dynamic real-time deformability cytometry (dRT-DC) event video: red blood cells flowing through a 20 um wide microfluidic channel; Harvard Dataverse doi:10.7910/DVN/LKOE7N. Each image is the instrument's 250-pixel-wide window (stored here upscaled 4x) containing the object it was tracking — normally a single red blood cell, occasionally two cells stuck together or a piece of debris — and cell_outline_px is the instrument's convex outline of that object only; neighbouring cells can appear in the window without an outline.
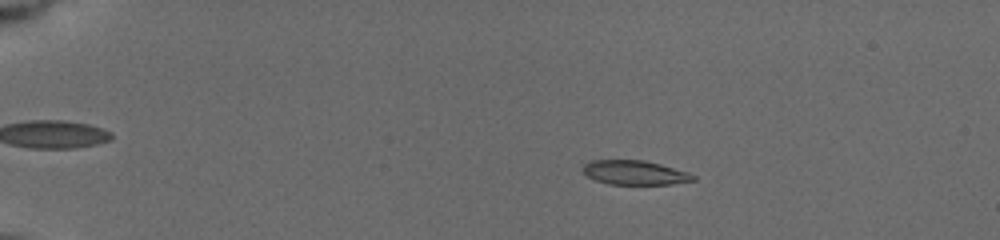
{"species": "common noctule bat (a hibernating species)", "species_latin": "Nyctalus noctula", "temperature_condition": "cold", "stored_images_in_passage": 10, "camera_frame_rate_fps": 3000, "um_per_image_px": 0.085, "animal": {"sex": "female", "body_mass_g": 19.5, "forearm_length_mm": 54.1}, "frame": {"image": 1, "passage_image": 4, "time_ms": 2.667, "image_size_px": [1000, 240], "cell_outline_px": [[696, 180], [672, 184], [608, 184], [596, 180], [588, 176], [584, 172], [584, 164], [592, 160], [644, 160], [660, 164], [688, 172], [696, 176]], "centroid_in_image_um": [53.99, 14.67], "position_along_channel_um": 31.0, "area_um2": 15.49}}
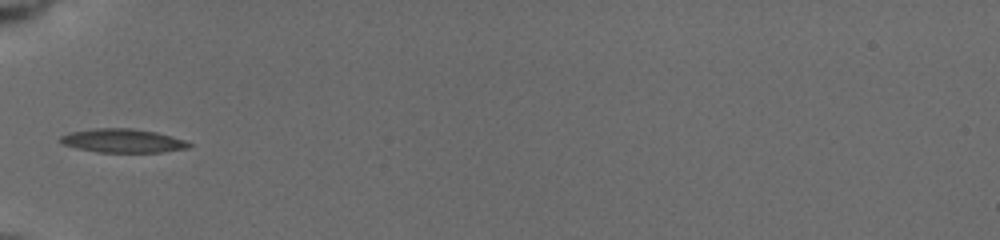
{"frame": {"image": 2, "passage_image": 7, "time_ms": 6.0, "image_size_px": [1000, 240], "cell_outline_px": [[192, 144], [188, 148], [160, 152], [100, 152], [76, 148], [64, 144], [60, 140], [60, 136], [68, 132], [96, 128], [132, 128], [156, 132], [172, 136], [184, 140]], "centroid_in_image_um": [10.43, 11.95], "position_along_channel_um": 74.6, "area_um2": 17.69}}
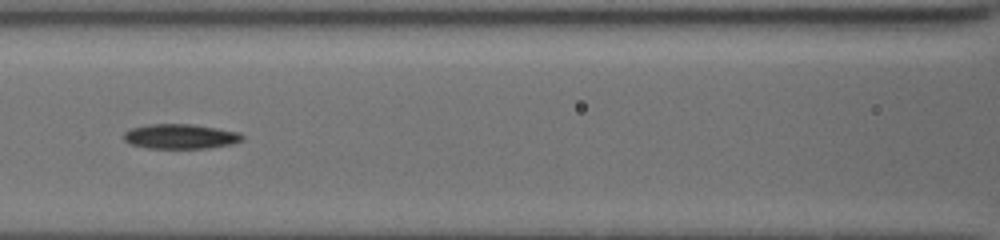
{"frame": {"image": 3, "passage_image": 9, "time_ms": 8.0, "image_size_px": [1000, 240], "cell_outline_px": [[244, 140], [232, 144], [204, 148], [148, 148], [132, 144], [124, 140], [124, 132], [132, 128], [148, 124], [192, 124], [240, 132], [244, 136]], "centroid_in_image_um": [15.36, 11.59], "position_along_channel_um": 151.2, "area_um2": 17.05}}